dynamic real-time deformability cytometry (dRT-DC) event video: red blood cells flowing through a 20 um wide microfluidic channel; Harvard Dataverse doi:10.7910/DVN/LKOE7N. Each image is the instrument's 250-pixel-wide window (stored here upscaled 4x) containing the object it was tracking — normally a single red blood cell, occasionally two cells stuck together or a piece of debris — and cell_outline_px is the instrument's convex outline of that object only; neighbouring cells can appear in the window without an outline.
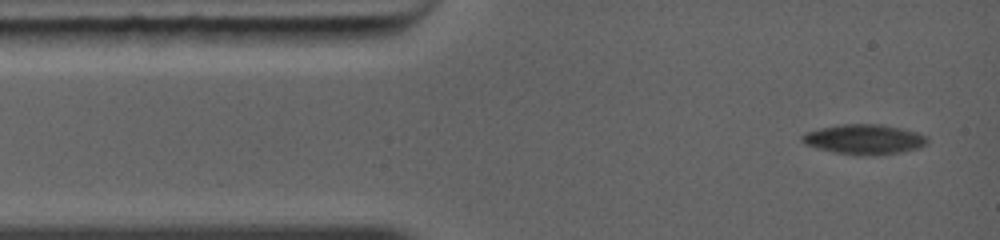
{"species": "common noctule bat (a hibernating species)", "species_latin": "Nyctalus noctula", "temperature_condition": "warm", "stored_images_in_passage": 4, "camera_frame_rate_fps": 5000, "um_per_image_px": 0.085, "animal": {"sex": "female", "body_mass_g": 19.0, "forearm_length_mm": 56.7}, "frame": {"image": 1, "passage_image": 1, "time_ms": 0.0, "image_size_px": [1000, 240], "cell_outline_px": [[928, 144], [920, 148], [900, 152], [832, 152], [816, 148], [804, 144], [800, 140], [800, 136], [808, 132], [820, 128], [840, 124], [880, 124], [900, 128], [916, 132], [928, 136]], "centroid_in_image_um": [73.45, 11.79], "position_along_channel_um": 11.5, "area_um2": 20.98}}
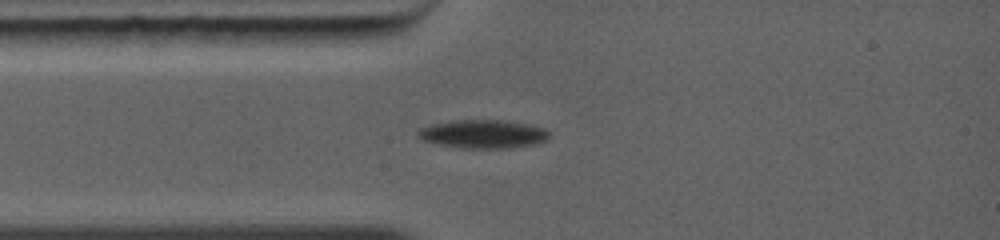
{"frame": {"image": 2, "passage_image": 3, "time_ms": 2.0, "image_size_px": [1000, 240], "cell_outline_px": [[548, 136], [544, 140], [536, 144], [504, 148], [460, 148], [440, 144], [424, 140], [416, 132], [420, 128], [432, 124], [452, 120], [508, 120], [528, 124], [544, 128], [548, 132]], "centroid_in_image_um": [41.06, 11.38], "position_along_channel_um": 43.9, "area_um2": 21.56}}
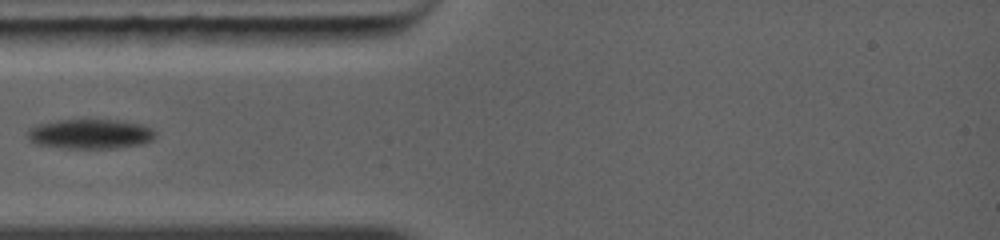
{"frame": {"image": 3, "passage_image": 4, "time_ms": 2.8, "image_size_px": [1000, 240], "cell_outline_px": [[156, 136], [152, 140], [144, 144], [116, 148], [68, 148], [40, 144], [32, 140], [28, 136], [28, 128], [36, 124], [52, 120], [80, 116], [124, 120], [140, 124], [152, 128], [156, 132]], "centroid_in_image_um": [7.71, 11.31], "position_along_channel_um": 77.3, "area_um2": 23.24}}